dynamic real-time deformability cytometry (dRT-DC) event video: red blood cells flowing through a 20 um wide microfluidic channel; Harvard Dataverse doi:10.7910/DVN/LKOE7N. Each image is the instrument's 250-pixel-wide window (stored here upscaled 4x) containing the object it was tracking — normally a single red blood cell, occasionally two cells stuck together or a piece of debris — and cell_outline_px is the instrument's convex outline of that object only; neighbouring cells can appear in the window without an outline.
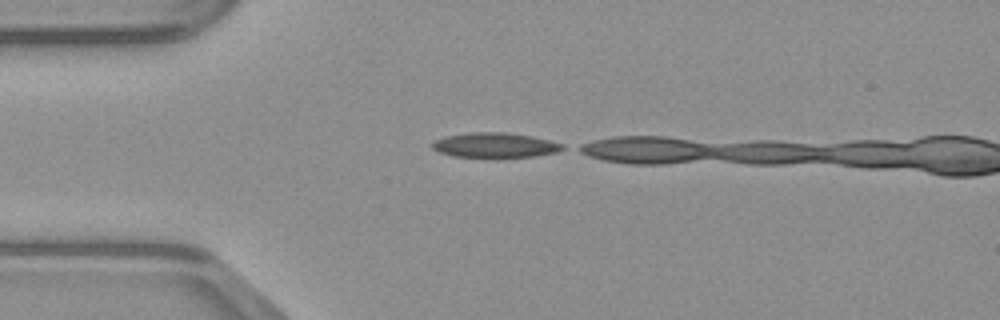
{"species": "common noctule bat (a hibernating species)", "species_latin": "Nyctalus noctula", "temperature_condition": "warm", "stored_images_in_passage": 4, "camera_frame_rate_fps": 3000, "um_per_image_px": 0.085, "animal": {"sex": "male", "body_mass_g": 23.1, "forearm_length_mm": 52.7}, "frame": {"image": 1, "passage_image": 1, "time_ms": 0.0, "image_size_px": [1000, 320], "cell_outline_px": [[564, 148], [556, 152], [532, 156], [452, 156], [440, 152], [432, 148], [432, 144], [436, 140], [444, 136], [472, 132], [508, 132], [532, 136], [564, 144]], "centroid_in_image_um": [42.06, 12.31], "position_along_channel_um": 42.9, "area_um2": 18.44}}